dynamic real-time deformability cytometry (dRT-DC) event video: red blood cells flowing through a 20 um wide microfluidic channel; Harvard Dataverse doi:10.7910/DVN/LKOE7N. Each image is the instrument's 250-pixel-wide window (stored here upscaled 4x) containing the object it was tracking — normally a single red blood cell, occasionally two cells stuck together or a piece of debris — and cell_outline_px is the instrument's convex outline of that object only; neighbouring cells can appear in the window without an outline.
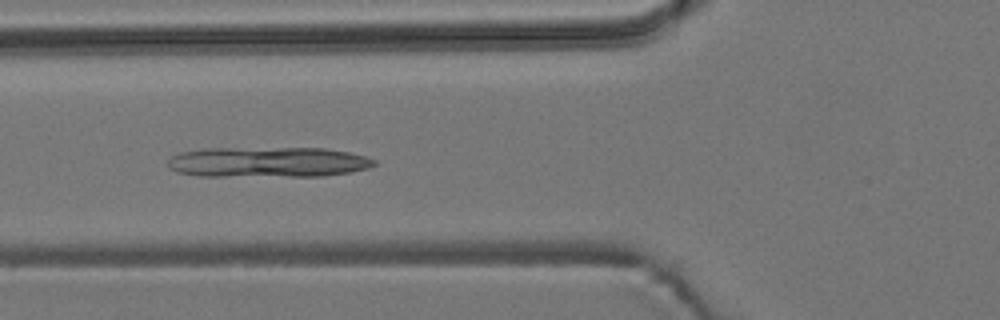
{"species": "common noctule bat (a hibernating species)", "species_latin": "Nyctalus noctula", "temperature_condition": "room temperature", "stored_images_in_passage": 7, "camera_frame_rate_fps": 3000, "um_per_image_px": 0.085, "animal": {"sex": "male", "body_mass_g": 19.2, "forearm_length_mm": 51.8}, "frame": {"image": 1, "passage_image": 6, "time_ms": 1.667, "image_size_px": [1000, 320], "cell_outline_px": [[376, 164], [368, 168], [348, 172], [324, 176], [196, 176], [176, 172], [168, 168], [168, 160], [172, 156], [180, 152], [204, 148], [324, 148], [348, 152], [364, 156], [376, 160]], "centroid_in_image_um": [22.72, 13.78], "position_along_channel_um": 103.1, "area_um2": 36.76}}
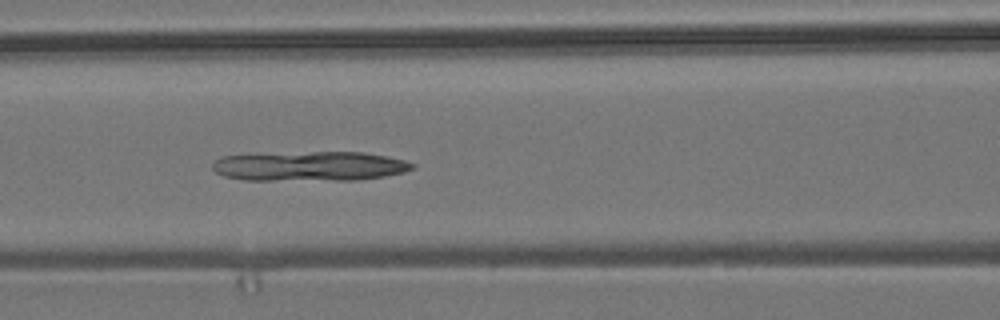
{"frame": {"image": 2, "passage_image": 7, "time_ms": 2.0, "image_size_px": [1000, 320], "cell_outline_px": [[416, 168], [404, 172], [384, 176], [360, 180], [244, 180], [224, 176], [216, 172], [212, 168], [212, 164], [220, 156], [248, 152], [364, 152], [404, 160], [416, 164]], "centroid_in_image_um": [26.25, 14.11], "position_along_channel_um": 140.3, "area_um2": 35.37}}